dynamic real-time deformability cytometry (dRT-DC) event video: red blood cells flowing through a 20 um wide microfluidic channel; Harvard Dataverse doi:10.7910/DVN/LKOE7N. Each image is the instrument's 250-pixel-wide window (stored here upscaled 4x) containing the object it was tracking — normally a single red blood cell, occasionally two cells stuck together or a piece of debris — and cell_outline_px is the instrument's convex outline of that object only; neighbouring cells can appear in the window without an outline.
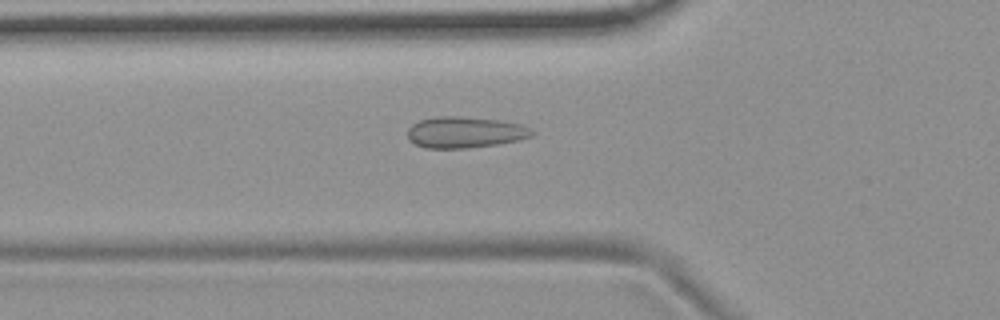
{"species": "common noctule bat (a hibernating species)", "species_latin": "Nyctalus noctula", "temperature_condition": "room temperature", "stored_images_in_passage": 25, "camera_frame_rate_fps": 3000, "um_per_image_px": 0.085, "animal": {"sex": "female", "body_mass_g": 19.9}, "frame": {"image": 1, "passage_image": 16, "time_ms": 5.0, "image_size_px": [1000, 320], "cell_outline_px": [[536, 132], [532, 136], [520, 140], [496, 144], [464, 148], [424, 148], [408, 140], [408, 128], [412, 124], [420, 120], [436, 116], [460, 116], [500, 120], [520, 124]], "centroid_in_image_um": [39.51, 11.24], "position_along_channel_um": 86.3, "area_um2": 22.66}}
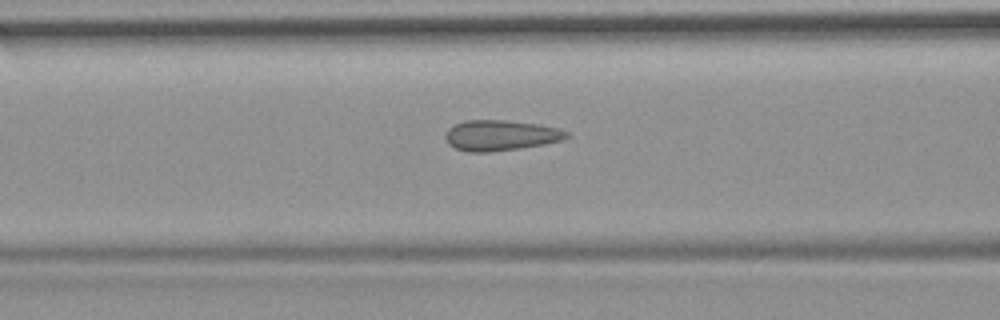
{"frame": {"image": 2, "passage_image": 19, "time_ms": 6.0, "image_size_px": [1000, 320], "cell_outline_px": [[572, 136], [564, 140], [544, 144], [520, 148], [488, 152], [468, 152], [456, 148], [448, 144], [444, 140], [444, 136], [448, 128], [464, 120], [504, 120], [540, 124], [556, 128], [568, 132]], "centroid_in_image_um": [42.55, 11.5], "position_along_channel_um": 124.1, "area_um2": 21.73}}
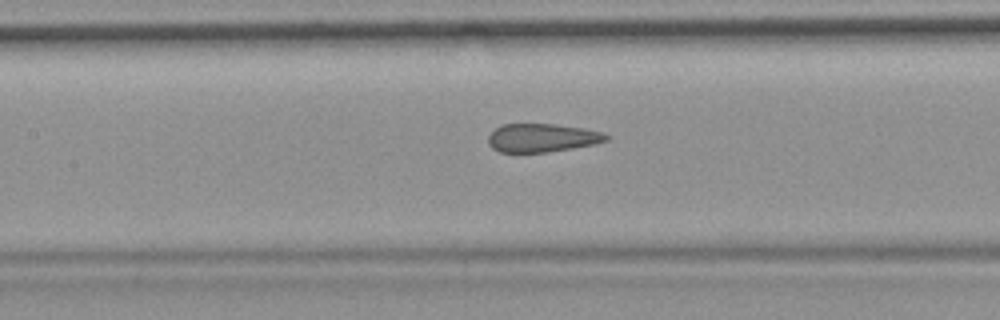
{"frame": {"image": 3, "passage_image": 22, "time_ms": 7.0, "image_size_px": [1000, 320], "cell_outline_px": [[608, 140], [596, 144], [548, 152], [500, 152], [492, 148], [488, 144], [488, 136], [496, 128], [504, 124], [556, 124], [584, 128], [604, 132], [608, 136]], "centroid_in_image_um": [46.09, 11.71], "position_along_channel_um": 161.3, "area_um2": 19.59}}